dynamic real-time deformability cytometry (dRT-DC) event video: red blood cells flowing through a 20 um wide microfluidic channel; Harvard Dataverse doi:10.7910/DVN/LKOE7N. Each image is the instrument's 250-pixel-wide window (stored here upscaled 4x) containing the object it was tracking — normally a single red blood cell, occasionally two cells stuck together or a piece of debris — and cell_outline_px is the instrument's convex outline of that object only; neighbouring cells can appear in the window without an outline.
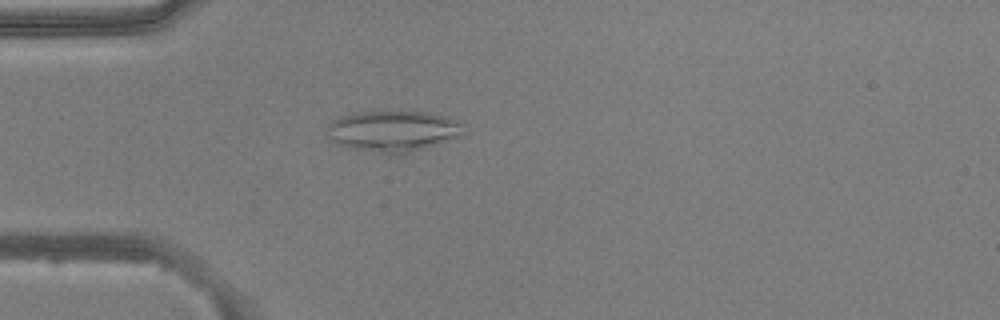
{"species": "common noctule bat (a hibernating species)", "species_latin": "Nyctalus noctula", "temperature_condition": "warm", "stored_images_in_passage": 52, "camera_frame_rate_fps": 3000, "um_per_image_px": 0.085, "animal": {"sex": "male", "body_mass_g": 20.5, "forearm_length_mm": 52.5}, "frame": {"image": 1, "passage_image": 15, "time_ms": 4.667, "image_size_px": [1000, 320], "cell_outline_px": [[460, 124], [456, 136], [400, 156], [396, 156], [356, 148], [340, 144], [332, 140], [328, 128], [328, 124], [332, 120], [340, 116], [352, 112], [428, 112], [444, 116], [456, 120]], "centroid_in_image_um": [33.32, 11.13], "position_along_channel_um": 51.7, "area_um2": 31.56}}
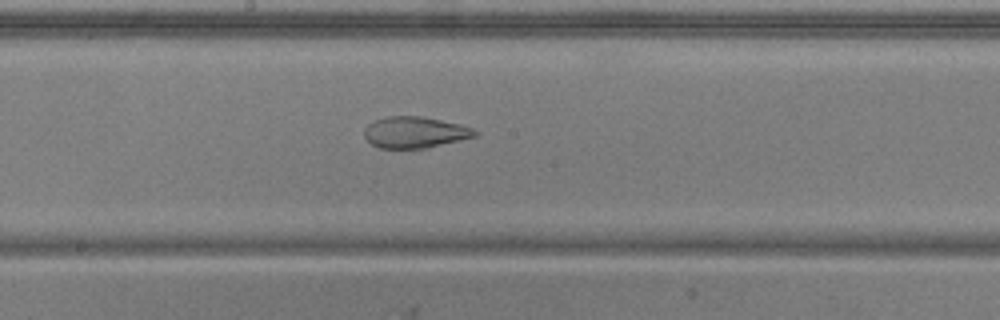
{"frame": {"image": 2, "passage_image": 28, "time_ms": 9.0, "image_size_px": [1000, 320], "cell_outline_px": [[480, 132], [476, 136], [428, 148], [380, 148], [372, 144], [364, 136], [364, 128], [372, 120], [388, 116], [420, 116], [460, 124], [472, 128]], "centroid_in_image_um": [35.26, 11.24], "position_along_channel_um": 212.9, "area_um2": 20.23}}
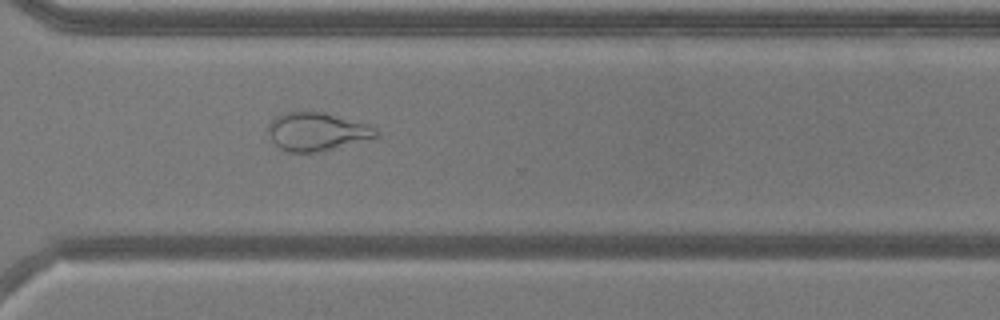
{"frame": {"image": 3, "passage_image": 38, "time_ms": 12.333, "image_size_px": [1000, 320], "cell_outline_px": [[380, 136], [324, 152], [288, 152], [280, 148], [272, 140], [268, 132], [268, 124], [276, 116], [288, 112], [324, 112], [368, 124], [376, 128], [380, 132]], "centroid_in_image_um": [26.98, 11.2], "position_along_channel_um": 343.6, "area_um2": 24.22}, "authors_computed_cell_mechanics": {"area_um2": 28.6977, "velocity_mm_per_s": 3.9343, "shape_relaxation_time_tau1_ms": null, "shape_relaxation_time_tau2_ms": 1.7831, "deformation_change_tau1": null, "deformation_change_tau2": 0.0772}}